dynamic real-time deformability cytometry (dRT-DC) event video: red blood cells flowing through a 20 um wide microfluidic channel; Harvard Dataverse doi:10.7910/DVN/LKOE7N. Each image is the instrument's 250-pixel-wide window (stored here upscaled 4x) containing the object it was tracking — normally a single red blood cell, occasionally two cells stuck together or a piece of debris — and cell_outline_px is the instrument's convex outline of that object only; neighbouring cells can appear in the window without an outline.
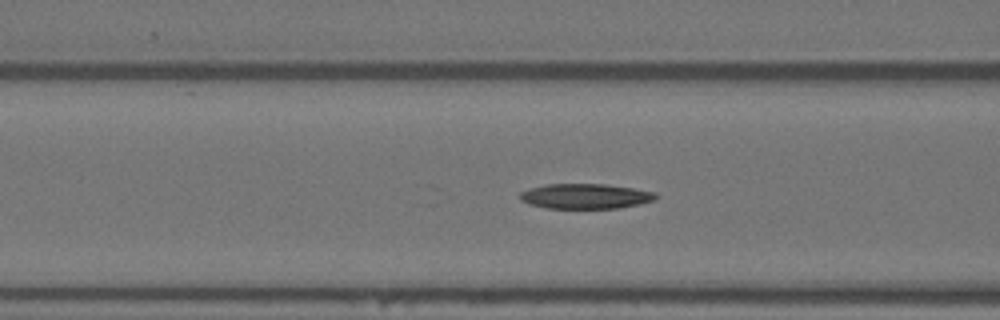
{"species": "Egyptian fruit bat (a non-hibernating species)", "species_latin": "Rousettus aegyptiacus", "temperature_condition": "warm", "stored_images_in_passage": 35, "camera_frame_rate_fps": 3000, "um_per_image_px": 0.085, "animal": {"sex": "female"}, "frame": {"image": 1, "passage_image": 18, "time_ms": 5.667, "image_size_px": [1000, 320], "cell_outline_px": [[660, 196], [652, 200], [640, 204], [620, 208], [544, 208], [528, 204], [520, 200], [520, 192], [528, 188], [544, 184], [604, 184], [632, 188], [656, 192]], "centroid_in_image_um": [49.73, 16.68], "position_along_channel_um": 116.9, "area_um2": 20.0}}
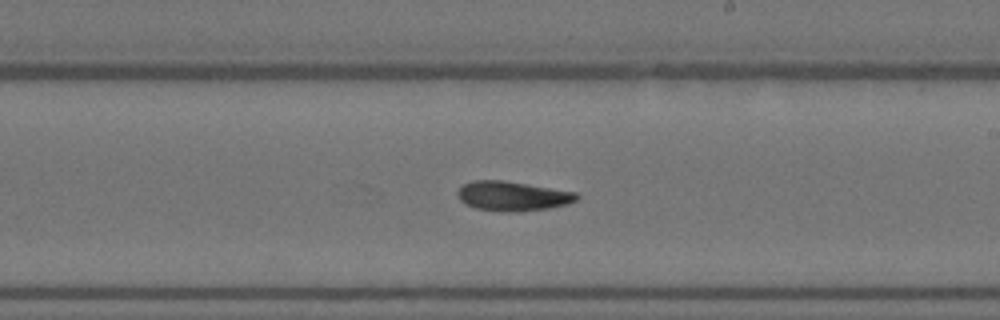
{"frame": {"image": 2, "passage_image": 29, "time_ms": 9.333, "image_size_px": [1000, 320], "cell_outline_px": [[580, 196], [576, 200], [568, 204], [548, 208], [512, 212], [504, 212], [476, 208], [460, 200], [456, 196], [456, 192], [464, 184], [472, 180], [504, 180], [576, 192]], "centroid_in_image_um": [43.56, 16.66], "position_along_channel_um": 245.4, "area_um2": 20.46}}
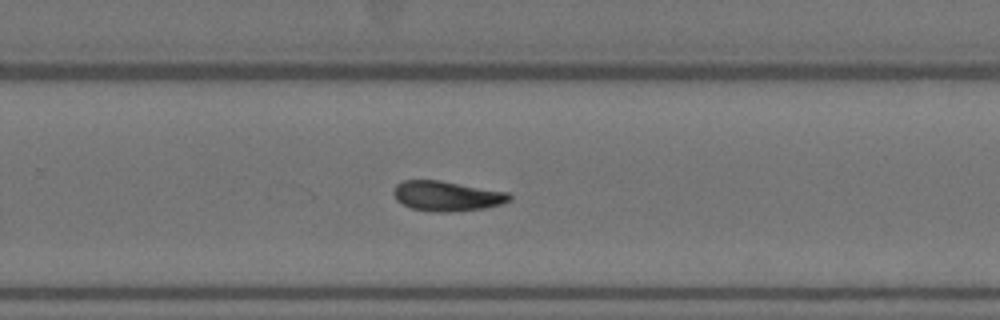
{"frame": {"image": 3, "passage_image": 33, "time_ms": 10.667, "image_size_px": [1000, 320], "cell_outline_px": [[512, 200], [500, 204], [484, 208], [452, 212], [432, 212], [412, 208], [396, 200], [392, 192], [396, 184], [404, 180], [440, 180], [508, 192], [512, 196]], "centroid_in_image_um": [37.98, 16.66], "position_along_channel_um": 291.8, "area_um2": 20.35}}